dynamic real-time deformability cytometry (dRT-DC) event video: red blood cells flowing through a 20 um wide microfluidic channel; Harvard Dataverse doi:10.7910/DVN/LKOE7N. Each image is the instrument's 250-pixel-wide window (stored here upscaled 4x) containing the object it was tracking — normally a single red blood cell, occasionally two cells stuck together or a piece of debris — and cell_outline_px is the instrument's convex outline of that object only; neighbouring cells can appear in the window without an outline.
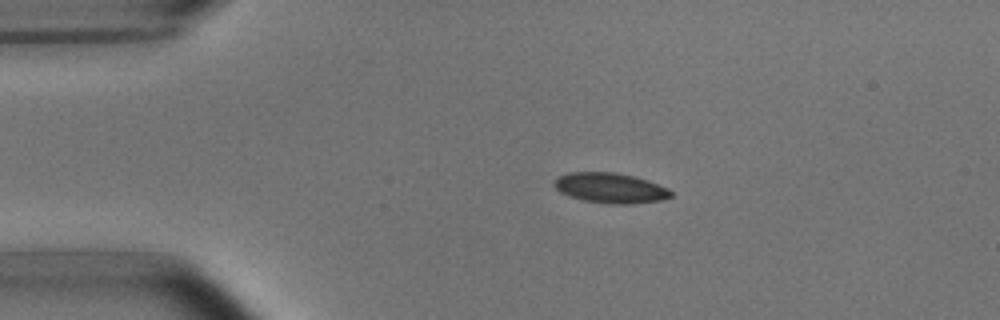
{"species": "common noctule bat (a hibernating species)", "species_latin": "Nyctalus noctula", "temperature_condition": "room temperature", "stored_images_in_passage": 3, "camera_frame_rate_fps": 3000, "um_per_image_px": 0.085, "animal": {"sex": "male", "body_mass_g": 15.6}, "frame": {"image": 1, "passage_image": 1, "time_ms": 0.0, "image_size_px": [1000, 320], "cell_outline_px": [[672, 196], [660, 200], [632, 204], [608, 204], [584, 200], [568, 196], [560, 192], [552, 184], [556, 176], [568, 172], [616, 172], [648, 180], [668, 188], [672, 192]], "centroid_in_image_um": [51.84, 15.97], "position_along_channel_um": 33.2, "area_um2": 20.69}}
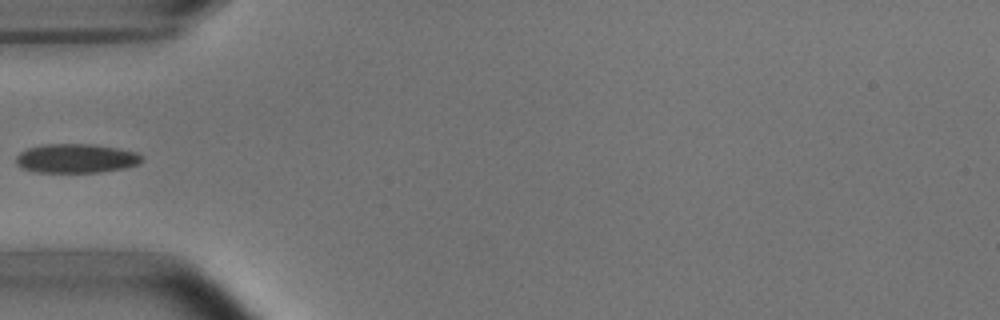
{"frame": {"image": 2, "passage_image": 3, "time_ms": 2.333, "image_size_px": [1000, 320], "cell_outline_px": [[144, 160], [140, 164], [124, 168], [100, 172], [36, 172], [24, 168], [16, 164], [16, 156], [20, 152], [28, 148], [44, 144], [92, 144], [116, 148], [136, 152], [144, 156]], "centroid_in_image_um": [6.51, 13.46], "position_along_channel_um": 78.5, "area_um2": 21.39}}